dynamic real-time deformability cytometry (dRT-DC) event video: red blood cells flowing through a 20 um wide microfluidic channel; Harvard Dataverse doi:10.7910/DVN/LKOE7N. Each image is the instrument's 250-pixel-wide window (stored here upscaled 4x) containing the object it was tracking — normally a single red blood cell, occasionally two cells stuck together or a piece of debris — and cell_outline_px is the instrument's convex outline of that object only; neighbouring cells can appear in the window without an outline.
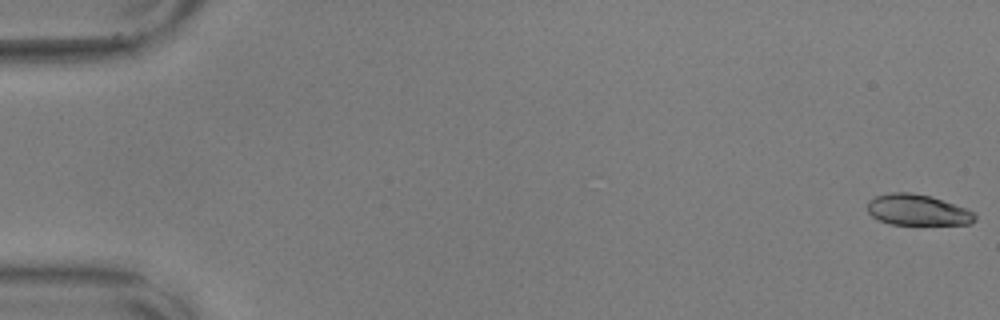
{"species": "common noctule bat (a hibernating species)", "species_latin": "Nyctalus noctula", "temperature_condition": "warm", "stored_images_in_passage": 57, "camera_frame_rate_fps": 3000, "um_per_image_px": 0.085, "animal": {"sex": "male", "body_mass_g": 17.9, "forearm_length_mm": 54.2}, "frame": {"image": 1, "passage_image": 1, "time_ms": 0.0, "image_size_px": [1000, 320], "cell_outline_px": [[976, 220], [968, 224], [888, 224], [876, 220], [868, 212], [868, 200], [876, 196], [888, 192], [908, 192], [932, 196], [968, 208], [976, 212]], "centroid_in_image_um": [78.0, 17.84], "position_along_channel_um": 7.0, "area_um2": 19.71}}
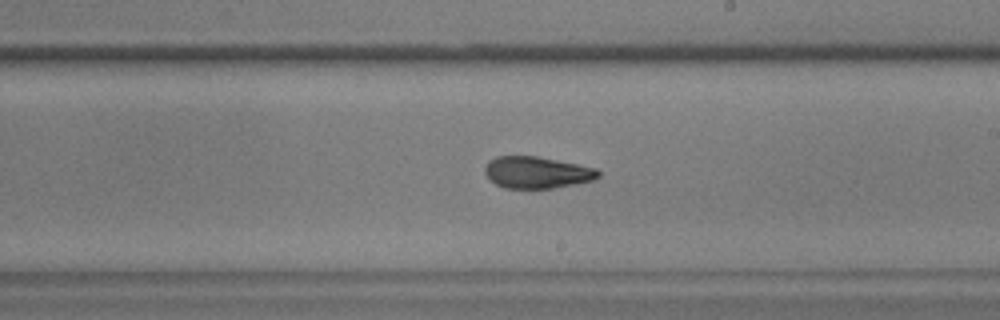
{"frame": {"image": 2, "passage_image": 34, "time_ms": 11.0, "image_size_px": [1000, 320], "cell_outline_px": [[600, 176], [596, 180], [576, 184], [552, 188], [504, 188], [488, 180], [484, 172], [484, 168], [488, 160], [496, 156], [536, 156], [596, 168], [600, 172]], "centroid_in_image_um": [45.61, 14.66], "position_along_channel_um": 243.4, "area_um2": 21.15}}
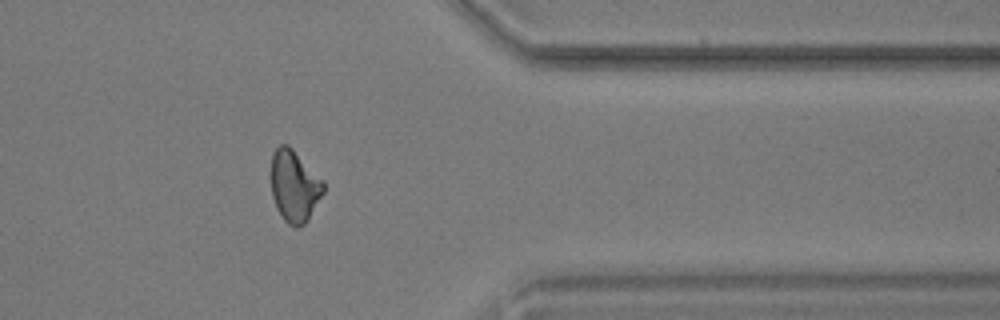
{"frame": {"image": 3, "passage_image": 47, "time_ms": 15.333, "image_size_px": [1000, 320], "cell_outline_px": [[324, 192], [308, 220], [304, 224], [296, 228], [288, 224], [284, 220], [276, 208], [272, 196], [272, 152], [280, 144], [288, 144], [324, 180]], "centroid_in_image_um": [25.04, 15.82], "position_along_channel_um": 386.4, "area_um2": 21.96}, "authors_computed_cell_mechanics": {"area_um2": 21.3282, "velocity_mm_per_s": 3.5789, "shape_relaxation_time_tau1_ms": null, "shape_relaxation_time_tau2_ms": 2.7281, "deformation_change_tau1": null, "deformation_change_tau2": 0.0972}}